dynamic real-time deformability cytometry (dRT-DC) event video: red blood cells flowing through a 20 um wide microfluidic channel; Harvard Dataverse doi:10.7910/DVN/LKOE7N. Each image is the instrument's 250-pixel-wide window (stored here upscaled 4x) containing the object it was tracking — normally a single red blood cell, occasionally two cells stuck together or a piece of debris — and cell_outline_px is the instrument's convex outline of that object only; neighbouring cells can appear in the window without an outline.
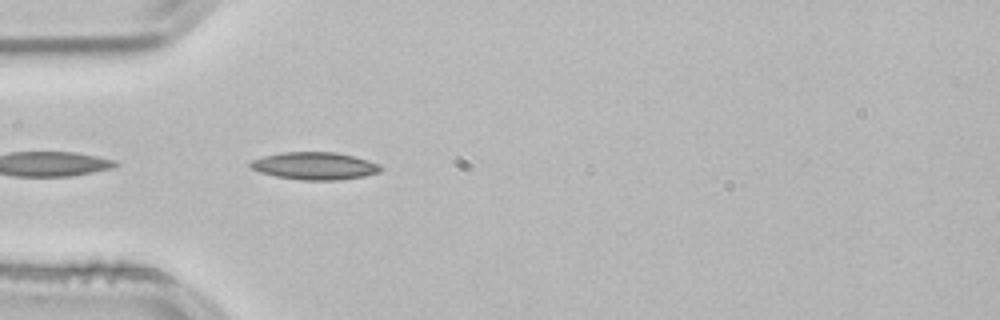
{"species": "common noctule bat (a hibernating species)", "species_latin": "Nyctalus noctula", "temperature_condition": "room temperature", "stored_images_in_passage": 7, "camera_frame_rate_fps": 3000, "um_per_image_px": 0.085, "animal": {"sex": "male", "body_mass_g": 21.5, "forearm_length_mm": 52.0}, "frame": {"image": 1, "passage_image": 3, "time_ms": 0.667, "image_size_px": [1000, 320], "cell_outline_px": [[384, 168], [380, 172], [364, 176], [340, 180], [300, 180], [276, 176], [260, 172], [252, 168], [248, 164], [252, 160], [264, 156], [280, 152], [336, 152], [368, 160], [380, 164]], "centroid_in_image_um": [26.77, 14.1], "position_along_channel_um": 58.2, "area_um2": 20.92}}